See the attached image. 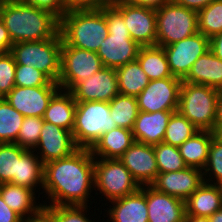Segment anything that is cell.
<instances>
[{"label": "cell", "instance_id": "obj_1", "mask_svg": "<svg viewBox=\"0 0 222 222\" xmlns=\"http://www.w3.org/2000/svg\"><path fill=\"white\" fill-rule=\"evenodd\" d=\"M93 190L94 157L90 149L78 148L68 157L44 164L43 206L92 205L95 201L88 198L93 197Z\"/></svg>", "mask_w": 222, "mask_h": 222}, {"label": "cell", "instance_id": "obj_2", "mask_svg": "<svg viewBox=\"0 0 222 222\" xmlns=\"http://www.w3.org/2000/svg\"><path fill=\"white\" fill-rule=\"evenodd\" d=\"M0 19L13 44L46 40L59 34L60 19L56 15L25 2L2 3Z\"/></svg>", "mask_w": 222, "mask_h": 222}, {"label": "cell", "instance_id": "obj_3", "mask_svg": "<svg viewBox=\"0 0 222 222\" xmlns=\"http://www.w3.org/2000/svg\"><path fill=\"white\" fill-rule=\"evenodd\" d=\"M62 43L97 52L108 36L107 21L101 10L66 12L60 18Z\"/></svg>", "mask_w": 222, "mask_h": 222}, {"label": "cell", "instance_id": "obj_4", "mask_svg": "<svg viewBox=\"0 0 222 222\" xmlns=\"http://www.w3.org/2000/svg\"><path fill=\"white\" fill-rule=\"evenodd\" d=\"M107 21L108 36L97 50L104 67L117 69L137 60L139 46L130 36L121 13L113 6L102 9Z\"/></svg>", "mask_w": 222, "mask_h": 222}, {"label": "cell", "instance_id": "obj_5", "mask_svg": "<svg viewBox=\"0 0 222 222\" xmlns=\"http://www.w3.org/2000/svg\"><path fill=\"white\" fill-rule=\"evenodd\" d=\"M219 89L182 81L178 111L199 131L214 132Z\"/></svg>", "mask_w": 222, "mask_h": 222}, {"label": "cell", "instance_id": "obj_6", "mask_svg": "<svg viewBox=\"0 0 222 222\" xmlns=\"http://www.w3.org/2000/svg\"><path fill=\"white\" fill-rule=\"evenodd\" d=\"M117 128L110 115L109 102H76L72 136L78 148L91 149L107 133Z\"/></svg>", "mask_w": 222, "mask_h": 222}, {"label": "cell", "instance_id": "obj_7", "mask_svg": "<svg viewBox=\"0 0 222 222\" xmlns=\"http://www.w3.org/2000/svg\"><path fill=\"white\" fill-rule=\"evenodd\" d=\"M62 38L60 33L50 39L18 42L12 45L10 53L16 65L35 67L58 83L61 73Z\"/></svg>", "mask_w": 222, "mask_h": 222}, {"label": "cell", "instance_id": "obj_8", "mask_svg": "<svg viewBox=\"0 0 222 222\" xmlns=\"http://www.w3.org/2000/svg\"><path fill=\"white\" fill-rule=\"evenodd\" d=\"M141 186L133 178L120 159H105L94 157V190L101 195L106 203L123 198L138 191ZM99 191V194L98 192ZM103 196V197H102Z\"/></svg>", "mask_w": 222, "mask_h": 222}, {"label": "cell", "instance_id": "obj_9", "mask_svg": "<svg viewBox=\"0 0 222 222\" xmlns=\"http://www.w3.org/2000/svg\"><path fill=\"white\" fill-rule=\"evenodd\" d=\"M198 33L197 11L168 1L156 10V46L165 47Z\"/></svg>", "mask_w": 222, "mask_h": 222}, {"label": "cell", "instance_id": "obj_10", "mask_svg": "<svg viewBox=\"0 0 222 222\" xmlns=\"http://www.w3.org/2000/svg\"><path fill=\"white\" fill-rule=\"evenodd\" d=\"M104 68L96 52L79 49L62 43L60 89L71 91L79 82Z\"/></svg>", "mask_w": 222, "mask_h": 222}, {"label": "cell", "instance_id": "obj_11", "mask_svg": "<svg viewBox=\"0 0 222 222\" xmlns=\"http://www.w3.org/2000/svg\"><path fill=\"white\" fill-rule=\"evenodd\" d=\"M181 83L182 79L178 77L149 81L136 97L139 111H178Z\"/></svg>", "mask_w": 222, "mask_h": 222}, {"label": "cell", "instance_id": "obj_12", "mask_svg": "<svg viewBox=\"0 0 222 222\" xmlns=\"http://www.w3.org/2000/svg\"><path fill=\"white\" fill-rule=\"evenodd\" d=\"M163 49L171 74L183 79L193 63L209 50V38L198 32Z\"/></svg>", "mask_w": 222, "mask_h": 222}, {"label": "cell", "instance_id": "obj_13", "mask_svg": "<svg viewBox=\"0 0 222 222\" xmlns=\"http://www.w3.org/2000/svg\"><path fill=\"white\" fill-rule=\"evenodd\" d=\"M112 5L121 13L131 38L139 46L156 45V10L119 0H115Z\"/></svg>", "mask_w": 222, "mask_h": 222}, {"label": "cell", "instance_id": "obj_14", "mask_svg": "<svg viewBox=\"0 0 222 222\" xmlns=\"http://www.w3.org/2000/svg\"><path fill=\"white\" fill-rule=\"evenodd\" d=\"M70 92L76 102H110L120 94L116 69L104 67L91 77L79 82Z\"/></svg>", "mask_w": 222, "mask_h": 222}, {"label": "cell", "instance_id": "obj_15", "mask_svg": "<svg viewBox=\"0 0 222 222\" xmlns=\"http://www.w3.org/2000/svg\"><path fill=\"white\" fill-rule=\"evenodd\" d=\"M77 149L71 131L44 121L39 142L34 149L43 164L68 157Z\"/></svg>", "mask_w": 222, "mask_h": 222}, {"label": "cell", "instance_id": "obj_16", "mask_svg": "<svg viewBox=\"0 0 222 222\" xmlns=\"http://www.w3.org/2000/svg\"><path fill=\"white\" fill-rule=\"evenodd\" d=\"M60 86H15L4 98L24 117L42 118L52 96Z\"/></svg>", "mask_w": 222, "mask_h": 222}, {"label": "cell", "instance_id": "obj_17", "mask_svg": "<svg viewBox=\"0 0 222 222\" xmlns=\"http://www.w3.org/2000/svg\"><path fill=\"white\" fill-rule=\"evenodd\" d=\"M204 183L203 170L187 167L180 171L158 173L153 188L186 201Z\"/></svg>", "mask_w": 222, "mask_h": 222}, {"label": "cell", "instance_id": "obj_18", "mask_svg": "<svg viewBox=\"0 0 222 222\" xmlns=\"http://www.w3.org/2000/svg\"><path fill=\"white\" fill-rule=\"evenodd\" d=\"M119 159L140 186L155 181L158 168L152 145L135 141Z\"/></svg>", "mask_w": 222, "mask_h": 222}, {"label": "cell", "instance_id": "obj_19", "mask_svg": "<svg viewBox=\"0 0 222 222\" xmlns=\"http://www.w3.org/2000/svg\"><path fill=\"white\" fill-rule=\"evenodd\" d=\"M148 222H184L185 201L146 185Z\"/></svg>", "mask_w": 222, "mask_h": 222}, {"label": "cell", "instance_id": "obj_20", "mask_svg": "<svg viewBox=\"0 0 222 222\" xmlns=\"http://www.w3.org/2000/svg\"><path fill=\"white\" fill-rule=\"evenodd\" d=\"M108 203L112 206L109 204V208L103 213L104 218L106 215L109 216L106 222H148L146 185L141 186L138 191L131 195Z\"/></svg>", "mask_w": 222, "mask_h": 222}, {"label": "cell", "instance_id": "obj_21", "mask_svg": "<svg viewBox=\"0 0 222 222\" xmlns=\"http://www.w3.org/2000/svg\"><path fill=\"white\" fill-rule=\"evenodd\" d=\"M173 112L175 111H139L132 129L134 140L152 146L162 143Z\"/></svg>", "mask_w": 222, "mask_h": 222}, {"label": "cell", "instance_id": "obj_22", "mask_svg": "<svg viewBox=\"0 0 222 222\" xmlns=\"http://www.w3.org/2000/svg\"><path fill=\"white\" fill-rule=\"evenodd\" d=\"M182 81L222 90V60L209 49L193 63Z\"/></svg>", "mask_w": 222, "mask_h": 222}, {"label": "cell", "instance_id": "obj_23", "mask_svg": "<svg viewBox=\"0 0 222 222\" xmlns=\"http://www.w3.org/2000/svg\"><path fill=\"white\" fill-rule=\"evenodd\" d=\"M0 195L3 201L23 219L36 214L43 207V203L39 201L41 199L32 189L20 185L0 184Z\"/></svg>", "mask_w": 222, "mask_h": 222}, {"label": "cell", "instance_id": "obj_24", "mask_svg": "<svg viewBox=\"0 0 222 222\" xmlns=\"http://www.w3.org/2000/svg\"><path fill=\"white\" fill-rule=\"evenodd\" d=\"M222 207V185L204 182L186 201V215L209 217Z\"/></svg>", "mask_w": 222, "mask_h": 222}, {"label": "cell", "instance_id": "obj_25", "mask_svg": "<svg viewBox=\"0 0 222 222\" xmlns=\"http://www.w3.org/2000/svg\"><path fill=\"white\" fill-rule=\"evenodd\" d=\"M76 101L70 91L59 89L50 99L43 120L72 132Z\"/></svg>", "mask_w": 222, "mask_h": 222}, {"label": "cell", "instance_id": "obj_26", "mask_svg": "<svg viewBox=\"0 0 222 222\" xmlns=\"http://www.w3.org/2000/svg\"><path fill=\"white\" fill-rule=\"evenodd\" d=\"M32 189L40 197L44 184V164L34 153V150H26L18 159L17 176L11 182ZM40 189V190H39Z\"/></svg>", "mask_w": 222, "mask_h": 222}, {"label": "cell", "instance_id": "obj_27", "mask_svg": "<svg viewBox=\"0 0 222 222\" xmlns=\"http://www.w3.org/2000/svg\"><path fill=\"white\" fill-rule=\"evenodd\" d=\"M134 142L132 130L117 127L103 133L90 150L93 157L119 159Z\"/></svg>", "mask_w": 222, "mask_h": 222}, {"label": "cell", "instance_id": "obj_28", "mask_svg": "<svg viewBox=\"0 0 222 222\" xmlns=\"http://www.w3.org/2000/svg\"><path fill=\"white\" fill-rule=\"evenodd\" d=\"M216 134L212 131H197L178 147L180 155L188 167L203 170L208 161L209 146Z\"/></svg>", "mask_w": 222, "mask_h": 222}, {"label": "cell", "instance_id": "obj_29", "mask_svg": "<svg viewBox=\"0 0 222 222\" xmlns=\"http://www.w3.org/2000/svg\"><path fill=\"white\" fill-rule=\"evenodd\" d=\"M137 60L150 81L175 77L169 70L168 60L163 47L156 45L140 47Z\"/></svg>", "mask_w": 222, "mask_h": 222}, {"label": "cell", "instance_id": "obj_30", "mask_svg": "<svg viewBox=\"0 0 222 222\" xmlns=\"http://www.w3.org/2000/svg\"><path fill=\"white\" fill-rule=\"evenodd\" d=\"M116 74L119 92L122 95L137 97L150 81L138 60L117 68Z\"/></svg>", "mask_w": 222, "mask_h": 222}, {"label": "cell", "instance_id": "obj_31", "mask_svg": "<svg viewBox=\"0 0 222 222\" xmlns=\"http://www.w3.org/2000/svg\"><path fill=\"white\" fill-rule=\"evenodd\" d=\"M109 106L117 127L132 130L139 112L137 98L118 94L109 102Z\"/></svg>", "mask_w": 222, "mask_h": 222}, {"label": "cell", "instance_id": "obj_32", "mask_svg": "<svg viewBox=\"0 0 222 222\" xmlns=\"http://www.w3.org/2000/svg\"><path fill=\"white\" fill-rule=\"evenodd\" d=\"M24 116L0 98V143H16Z\"/></svg>", "mask_w": 222, "mask_h": 222}, {"label": "cell", "instance_id": "obj_33", "mask_svg": "<svg viewBox=\"0 0 222 222\" xmlns=\"http://www.w3.org/2000/svg\"><path fill=\"white\" fill-rule=\"evenodd\" d=\"M197 131L199 130L186 117L175 111L168 121L163 143L179 147Z\"/></svg>", "mask_w": 222, "mask_h": 222}, {"label": "cell", "instance_id": "obj_34", "mask_svg": "<svg viewBox=\"0 0 222 222\" xmlns=\"http://www.w3.org/2000/svg\"><path fill=\"white\" fill-rule=\"evenodd\" d=\"M198 32L207 38L222 32V0H214L197 12Z\"/></svg>", "mask_w": 222, "mask_h": 222}, {"label": "cell", "instance_id": "obj_35", "mask_svg": "<svg viewBox=\"0 0 222 222\" xmlns=\"http://www.w3.org/2000/svg\"><path fill=\"white\" fill-rule=\"evenodd\" d=\"M25 151L16 143H0V184L11 183L17 176L18 159Z\"/></svg>", "mask_w": 222, "mask_h": 222}, {"label": "cell", "instance_id": "obj_36", "mask_svg": "<svg viewBox=\"0 0 222 222\" xmlns=\"http://www.w3.org/2000/svg\"><path fill=\"white\" fill-rule=\"evenodd\" d=\"M158 173L180 171L188 166L185 164L176 146L159 143L153 145Z\"/></svg>", "mask_w": 222, "mask_h": 222}, {"label": "cell", "instance_id": "obj_37", "mask_svg": "<svg viewBox=\"0 0 222 222\" xmlns=\"http://www.w3.org/2000/svg\"><path fill=\"white\" fill-rule=\"evenodd\" d=\"M204 182L222 185V141L215 135L209 146L208 161L203 169Z\"/></svg>", "mask_w": 222, "mask_h": 222}, {"label": "cell", "instance_id": "obj_38", "mask_svg": "<svg viewBox=\"0 0 222 222\" xmlns=\"http://www.w3.org/2000/svg\"><path fill=\"white\" fill-rule=\"evenodd\" d=\"M43 207L53 216L55 222H94L95 220L94 218H92L93 220L90 219V205H63Z\"/></svg>", "mask_w": 222, "mask_h": 222}, {"label": "cell", "instance_id": "obj_39", "mask_svg": "<svg viewBox=\"0 0 222 222\" xmlns=\"http://www.w3.org/2000/svg\"><path fill=\"white\" fill-rule=\"evenodd\" d=\"M15 86L39 87V86H59L53 82L45 73L35 67L27 65H16Z\"/></svg>", "mask_w": 222, "mask_h": 222}, {"label": "cell", "instance_id": "obj_40", "mask_svg": "<svg viewBox=\"0 0 222 222\" xmlns=\"http://www.w3.org/2000/svg\"><path fill=\"white\" fill-rule=\"evenodd\" d=\"M43 123V118L25 117L21 125L16 144L26 150H34L39 142Z\"/></svg>", "mask_w": 222, "mask_h": 222}, {"label": "cell", "instance_id": "obj_41", "mask_svg": "<svg viewBox=\"0 0 222 222\" xmlns=\"http://www.w3.org/2000/svg\"><path fill=\"white\" fill-rule=\"evenodd\" d=\"M16 62L9 53L0 54V98H4L15 87Z\"/></svg>", "mask_w": 222, "mask_h": 222}, {"label": "cell", "instance_id": "obj_42", "mask_svg": "<svg viewBox=\"0 0 222 222\" xmlns=\"http://www.w3.org/2000/svg\"><path fill=\"white\" fill-rule=\"evenodd\" d=\"M114 2L115 0H64L66 12L101 10Z\"/></svg>", "mask_w": 222, "mask_h": 222}, {"label": "cell", "instance_id": "obj_43", "mask_svg": "<svg viewBox=\"0 0 222 222\" xmlns=\"http://www.w3.org/2000/svg\"><path fill=\"white\" fill-rule=\"evenodd\" d=\"M25 3L49 11L59 19L66 13L64 0H26Z\"/></svg>", "mask_w": 222, "mask_h": 222}, {"label": "cell", "instance_id": "obj_44", "mask_svg": "<svg viewBox=\"0 0 222 222\" xmlns=\"http://www.w3.org/2000/svg\"><path fill=\"white\" fill-rule=\"evenodd\" d=\"M23 218L13 211L0 195V222H23Z\"/></svg>", "mask_w": 222, "mask_h": 222}, {"label": "cell", "instance_id": "obj_45", "mask_svg": "<svg viewBox=\"0 0 222 222\" xmlns=\"http://www.w3.org/2000/svg\"><path fill=\"white\" fill-rule=\"evenodd\" d=\"M13 42L3 21L0 19V54L9 53Z\"/></svg>", "mask_w": 222, "mask_h": 222}, {"label": "cell", "instance_id": "obj_46", "mask_svg": "<svg viewBox=\"0 0 222 222\" xmlns=\"http://www.w3.org/2000/svg\"><path fill=\"white\" fill-rule=\"evenodd\" d=\"M119 1L129 5L142 6L157 10L170 0H119Z\"/></svg>", "mask_w": 222, "mask_h": 222}, {"label": "cell", "instance_id": "obj_47", "mask_svg": "<svg viewBox=\"0 0 222 222\" xmlns=\"http://www.w3.org/2000/svg\"><path fill=\"white\" fill-rule=\"evenodd\" d=\"M176 4L183 7L199 11L208 6L214 0H173Z\"/></svg>", "mask_w": 222, "mask_h": 222}, {"label": "cell", "instance_id": "obj_48", "mask_svg": "<svg viewBox=\"0 0 222 222\" xmlns=\"http://www.w3.org/2000/svg\"><path fill=\"white\" fill-rule=\"evenodd\" d=\"M23 222H55V219L42 207L36 214L24 219Z\"/></svg>", "mask_w": 222, "mask_h": 222}, {"label": "cell", "instance_id": "obj_49", "mask_svg": "<svg viewBox=\"0 0 222 222\" xmlns=\"http://www.w3.org/2000/svg\"><path fill=\"white\" fill-rule=\"evenodd\" d=\"M209 49L222 60V32L209 39Z\"/></svg>", "mask_w": 222, "mask_h": 222}, {"label": "cell", "instance_id": "obj_50", "mask_svg": "<svg viewBox=\"0 0 222 222\" xmlns=\"http://www.w3.org/2000/svg\"><path fill=\"white\" fill-rule=\"evenodd\" d=\"M222 129V90L219 91L217 99L216 120L214 124V133L217 134Z\"/></svg>", "mask_w": 222, "mask_h": 222}, {"label": "cell", "instance_id": "obj_51", "mask_svg": "<svg viewBox=\"0 0 222 222\" xmlns=\"http://www.w3.org/2000/svg\"><path fill=\"white\" fill-rule=\"evenodd\" d=\"M184 222H210L208 217L185 215Z\"/></svg>", "mask_w": 222, "mask_h": 222}, {"label": "cell", "instance_id": "obj_52", "mask_svg": "<svg viewBox=\"0 0 222 222\" xmlns=\"http://www.w3.org/2000/svg\"><path fill=\"white\" fill-rule=\"evenodd\" d=\"M208 218L210 222H222V207Z\"/></svg>", "mask_w": 222, "mask_h": 222}, {"label": "cell", "instance_id": "obj_53", "mask_svg": "<svg viewBox=\"0 0 222 222\" xmlns=\"http://www.w3.org/2000/svg\"><path fill=\"white\" fill-rule=\"evenodd\" d=\"M26 0H0L2 3H14V2H25Z\"/></svg>", "mask_w": 222, "mask_h": 222}, {"label": "cell", "instance_id": "obj_54", "mask_svg": "<svg viewBox=\"0 0 222 222\" xmlns=\"http://www.w3.org/2000/svg\"><path fill=\"white\" fill-rule=\"evenodd\" d=\"M216 136L222 141V129L216 134Z\"/></svg>", "mask_w": 222, "mask_h": 222}]
</instances>
